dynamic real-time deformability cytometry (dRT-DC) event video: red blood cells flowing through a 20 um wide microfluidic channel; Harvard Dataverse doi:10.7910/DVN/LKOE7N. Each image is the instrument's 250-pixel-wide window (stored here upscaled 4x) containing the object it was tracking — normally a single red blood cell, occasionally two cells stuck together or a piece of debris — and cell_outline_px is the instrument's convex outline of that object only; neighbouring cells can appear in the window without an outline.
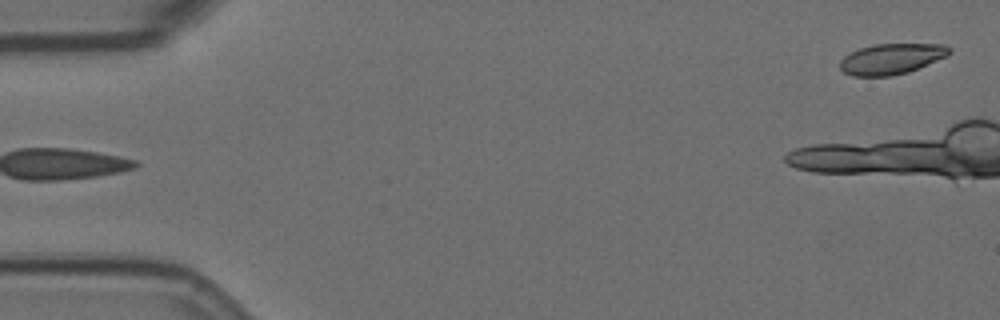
{"species": "Egyptian fruit bat (a non-hibernating species)", "species_latin": "Rousettus aegyptiacus", "temperature_condition": "room temperature", "stored_images_in_passage": 4, "segment_of_instrument_passage": [2, 2], "camera_frame_rate_fps": 3000, "um_per_image_px": 0.085, "animal": {"sex": "female"}, "frame": {"image": 1, "passage_image": 4, "time_ms": 1.0, "image_size_px": [1000, 320], "cell_outline_px": [[952, 52], [948, 56], [908, 72], [888, 76], [852, 76], [844, 72], [840, 68], [840, 60], [844, 56], [860, 48], [876, 44], [944, 44], [952, 48]], "centroid_in_image_um": [75.8, 5.0], "position_along_channel_um": 9.2, "area_um2": 19.54}}